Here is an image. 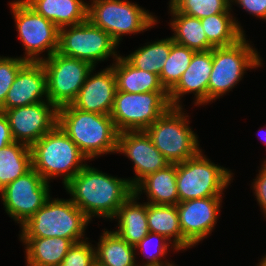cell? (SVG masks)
<instances>
[{
	"label": "cell",
	"instance_id": "cell-1",
	"mask_svg": "<svg viewBox=\"0 0 266 266\" xmlns=\"http://www.w3.org/2000/svg\"><path fill=\"white\" fill-rule=\"evenodd\" d=\"M70 200L90 219L112 220L134 193L128 178H117L86 165L65 186Z\"/></svg>",
	"mask_w": 266,
	"mask_h": 266
},
{
	"label": "cell",
	"instance_id": "cell-2",
	"mask_svg": "<svg viewBox=\"0 0 266 266\" xmlns=\"http://www.w3.org/2000/svg\"><path fill=\"white\" fill-rule=\"evenodd\" d=\"M57 124L88 160L117 151L118 131L110 115L82 111L68 104L58 108Z\"/></svg>",
	"mask_w": 266,
	"mask_h": 266
},
{
	"label": "cell",
	"instance_id": "cell-3",
	"mask_svg": "<svg viewBox=\"0 0 266 266\" xmlns=\"http://www.w3.org/2000/svg\"><path fill=\"white\" fill-rule=\"evenodd\" d=\"M30 149L32 168L48 183L51 178L62 177L65 186L87 165V157L58 124Z\"/></svg>",
	"mask_w": 266,
	"mask_h": 266
},
{
	"label": "cell",
	"instance_id": "cell-4",
	"mask_svg": "<svg viewBox=\"0 0 266 266\" xmlns=\"http://www.w3.org/2000/svg\"><path fill=\"white\" fill-rule=\"evenodd\" d=\"M91 220L70 200L50 197L20 227L19 237H62L74 243L89 239L85 230Z\"/></svg>",
	"mask_w": 266,
	"mask_h": 266
},
{
	"label": "cell",
	"instance_id": "cell-5",
	"mask_svg": "<svg viewBox=\"0 0 266 266\" xmlns=\"http://www.w3.org/2000/svg\"><path fill=\"white\" fill-rule=\"evenodd\" d=\"M244 35L235 44L212 49V72L208 82V103L232 91L249 69L262 66L263 59Z\"/></svg>",
	"mask_w": 266,
	"mask_h": 266
},
{
	"label": "cell",
	"instance_id": "cell-6",
	"mask_svg": "<svg viewBox=\"0 0 266 266\" xmlns=\"http://www.w3.org/2000/svg\"><path fill=\"white\" fill-rule=\"evenodd\" d=\"M184 112L183 107H170L145 130L170 164L184 162L202 150L198 135L189 126V115Z\"/></svg>",
	"mask_w": 266,
	"mask_h": 266
},
{
	"label": "cell",
	"instance_id": "cell-7",
	"mask_svg": "<svg viewBox=\"0 0 266 266\" xmlns=\"http://www.w3.org/2000/svg\"><path fill=\"white\" fill-rule=\"evenodd\" d=\"M87 19L118 44L124 35L147 31L158 23L153 13L128 0H92Z\"/></svg>",
	"mask_w": 266,
	"mask_h": 266
},
{
	"label": "cell",
	"instance_id": "cell-8",
	"mask_svg": "<svg viewBox=\"0 0 266 266\" xmlns=\"http://www.w3.org/2000/svg\"><path fill=\"white\" fill-rule=\"evenodd\" d=\"M202 152L201 150L194 157L176 164L179 202L222 196L234 179L230 169L211 162Z\"/></svg>",
	"mask_w": 266,
	"mask_h": 266
},
{
	"label": "cell",
	"instance_id": "cell-9",
	"mask_svg": "<svg viewBox=\"0 0 266 266\" xmlns=\"http://www.w3.org/2000/svg\"><path fill=\"white\" fill-rule=\"evenodd\" d=\"M9 5L18 38L25 49L24 60L41 62L58 50L59 28L52 21L38 14L24 0H14ZM43 52L47 53L46 57L40 56Z\"/></svg>",
	"mask_w": 266,
	"mask_h": 266
},
{
	"label": "cell",
	"instance_id": "cell-10",
	"mask_svg": "<svg viewBox=\"0 0 266 266\" xmlns=\"http://www.w3.org/2000/svg\"><path fill=\"white\" fill-rule=\"evenodd\" d=\"M170 107L167 91L146 93L116 91L110 117L118 133L145 131Z\"/></svg>",
	"mask_w": 266,
	"mask_h": 266
},
{
	"label": "cell",
	"instance_id": "cell-11",
	"mask_svg": "<svg viewBox=\"0 0 266 266\" xmlns=\"http://www.w3.org/2000/svg\"><path fill=\"white\" fill-rule=\"evenodd\" d=\"M119 44L105 31L92 24L88 19L78 25L59 28L57 52L86 61L96 68L98 62L108 60L110 56L119 58L116 51Z\"/></svg>",
	"mask_w": 266,
	"mask_h": 266
},
{
	"label": "cell",
	"instance_id": "cell-12",
	"mask_svg": "<svg viewBox=\"0 0 266 266\" xmlns=\"http://www.w3.org/2000/svg\"><path fill=\"white\" fill-rule=\"evenodd\" d=\"M47 75L48 100L57 108L71 104L94 68L86 61L57 51L41 61Z\"/></svg>",
	"mask_w": 266,
	"mask_h": 266
},
{
	"label": "cell",
	"instance_id": "cell-13",
	"mask_svg": "<svg viewBox=\"0 0 266 266\" xmlns=\"http://www.w3.org/2000/svg\"><path fill=\"white\" fill-rule=\"evenodd\" d=\"M49 184L33 168L9 183L0 191L7 215L24 224L51 197Z\"/></svg>",
	"mask_w": 266,
	"mask_h": 266
},
{
	"label": "cell",
	"instance_id": "cell-14",
	"mask_svg": "<svg viewBox=\"0 0 266 266\" xmlns=\"http://www.w3.org/2000/svg\"><path fill=\"white\" fill-rule=\"evenodd\" d=\"M14 141L31 147L58 123V108L50 101L5 110Z\"/></svg>",
	"mask_w": 266,
	"mask_h": 266
},
{
	"label": "cell",
	"instance_id": "cell-15",
	"mask_svg": "<svg viewBox=\"0 0 266 266\" xmlns=\"http://www.w3.org/2000/svg\"><path fill=\"white\" fill-rule=\"evenodd\" d=\"M222 197L197 198L176 205L183 235V251L198 245L212 233L222 208Z\"/></svg>",
	"mask_w": 266,
	"mask_h": 266
},
{
	"label": "cell",
	"instance_id": "cell-16",
	"mask_svg": "<svg viewBox=\"0 0 266 266\" xmlns=\"http://www.w3.org/2000/svg\"><path fill=\"white\" fill-rule=\"evenodd\" d=\"M116 153L124 154L134 164L135 177L128 179L133 188L147 175L164 169L170 164L154 146L145 131L118 133Z\"/></svg>",
	"mask_w": 266,
	"mask_h": 266
},
{
	"label": "cell",
	"instance_id": "cell-17",
	"mask_svg": "<svg viewBox=\"0 0 266 266\" xmlns=\"http://www.w3.org/2000/svg\"><path fill=\"white\" fill-rule=\"evenodd\" d=\"M212 50L195 52L190 65L178 83L168 92L171 107H183L180 101L185 94H194V104H208V82L212 72Z\"/></svg>",
	"mask_w": 266,
	"mask_h": 266
},
{
	"label": "cell",
	"instance_id": "cell-18",
	"mask_svg": "<svg viewBox=\"0 0 266 266\" xmlns=\"http://www.w3.org/2000/svg\"><path fill=\"white\" fill-rule=\"evenodd\" d=\"M43 101H49L46 71L41 62L28 61L19 70L0 111L4 112Z\"/></svg>",
	"mask_w": 266,
	"mask_h": 266
},
{
	"label": "cell",
	"instance_id": "cell-19",
	"mask_svg": "<svg viewBox=\"0 0 266 266\" xmlns=\"http://www.w3.org/2000/svg\"><path fill=\"white\" fill-rule=\"evenodd\" d=\"M94 70L95 67L71 104L82 111L110 115L117 91L112 65L98 73Z\"/></svg>",
	"mask_w": 266,
	"mask_h": 266
},
{
	"label": "cell",
	"instance_id": "cell-20",
	"mask_svg": "<svg viewBox=\"0 0 266 266\" xmlns=\"http://www.w3.org/2000/svg\"><path fill=\"white\" fill-rule=\"evenodd\" d=\"M134 193L140 197L145 193L150 204L177 205L179 203L176 185V164L144 177L135 187Z\"/></svg>",
	"mask_w": 266,
	"mask_h": 266
},
{
	"label": "cell",
	"instance_id": "cell-21",
	"mask_svg": "<svg viewBox=\"0 0 266 266\" xmlns=\"http://www.w3.org/2000/svg\"><path fill=\"white\" fill-rule=\"evenodd\" d=\"M140 199L133 193L118 209L113 218L118 222L117 230H114L128 244L135 246L148 233L147 202L140 203Z\"/></svg>",
	"mask_w": 266,
	"mask_h": 266
},
{
	"label": "cell",
	"instance_id": "cell-22",
	"mask_svg": "<svg viewBox=\"0 0 266 266\" xmlns=\"http://www.w3.org/2000/svg\"><path fill=\"white\" fill-rule=\"evenodd\" d=\"M25 245L27 266H58L74 244L62 237H19Z\"/></svg>",
	"mask_w": 266,
	"mask_h": 266
},
{
	"label": "cell",
	"instance_id": "cell-23",
	"mask_svg": "<svg viewBox=\"0 0 266 266\" xmlns=\"http://www.w3.org/2000/svg\"><path fill=\"white\" fill-rule=\"evenodd\" d=\"M38 14L58 28L78 25L87 20L88 3L83 0H24Z\"/></svg>",
	"mask_w": 266,
	"mask_h": 266
},
{
	"label": "cell",
	"instance_id": "cell-24",
	"mask_svg": "<svg viewBox=\"0 0 266 266\" xmlns=\"http://www.w3.org/2000/svg\"><path fill=\"white\" fill-rule=\"evenodd\" d=\"M112 69L117 91L127 93L166 91L158 75L135 68L122 55L112 63Z\"/></svg>",
	"mask_w": 266,
	"mask_h": 266
},
{
	"label": "cell",
	"instance_id": "cell-25",
	"mask_svg": "<svg viewBox=\"0 0 266 266\" xmlns=\"http://www.w3.org/2000/svg\"><path fill=\"white\" fill-rule=\"evenodd\" d=\"M169 10L172 17L170 28L174 32L171 37L174 42L195 52L209 51L214 48L206 37L200 19L179 13L171 4H169Z\"/></svg>",
	"mask_w": 266,
	"mask_h": 266
},
{
	"label": "cell",
	"instance_id": "cell-26",
	"mask_svg": "<svg viewBox=\"0 0 266 266\" xmlns=\"http://www.w3.org/2000/svg\"><path fill=\"white\" fill-rule=\"evenodd\" d=\"M103 230L95 247L96 263L100 266H138L135 246L128 244L115 231Z\"/></svg>",
	"mask_w": 266,
	"mask_h": 266
},
{
	"label": "cell",
	"instance_id": "cell-27",
	"mask_svg": "<svg viewBox=\"0 0 266 266\" xmlns=\"http://www.w3.org/2000/svg\"><path fill=\"white\" fill-rule=\"evenodd\" d=\"M149 232L163 235L178 251L183 250V235L176 205L147 203Z\"/></svg>",
	"mask_w": 266,
	"mask_h": 266
},
{
	"label": "cell",
	"instance_id": "cell-28",
	"mask_svg": "<svg viewBox=\"0 0 266 266\" xmlns=\"http://www.w3.org/2000/svg\"><path fill=\"white\" fill-rule=\"evenodd\" d=\"M32 169V154L29 146L12 142L0 148V191Z\"/></svg>",
	"mask_w": 266,
	"mask_h": 266
},
{
	"label": "cell",
	"instance_id": "cell-29",
	"mask_svg": "<svg viewBox=\"0 0 266 266\" xmlns=\"http://www.w3.org/2000/svg\"><path fill=\"white\" fill-rule=\"evenodd\" d=\"M200 20L214 48L233 45L245 35L243 27L231 13L215 14Z\"/></svg>",
	"mask_w": 266,
	"mask_h": 266
},
{
	"label": "cell",
	"instance_id": "cell-30",
	"mask_svg": "<svg viewBox=\"0 0 266 266\" xmlns=\"http://www.w3.org/2000/svg\"><path fill=\"white\" fill-rule=\"evenodd\" d=\"M146 45L137 48L134 52L124 58L135 68L142 69L160 75L164 63L169 57L172 37L153 42H147Z\"/></svg>",
	"mask_w": 266,
	"mask_h": 266
},
{
	"label": "cell",
	"instance_id": "cell-31",
	"mask_svg": "<svg viewBox=\"0 0 266 266\" xmlns=\"http://www.w3.org/2000/svg\"><path fill=\"white\" fill-rule=\"evenodd\" d=\"M195 51L173 41L169 57L159 75L160 83L169 92L180 80L190 65Z\"/></svg>",
	"mask_w": 266,
	"mask_h": 266
},
{
	"label": "cell",
	"instance_id": "cell-32",
	"mask_svg": "<svg viewBox=\"0 0 266 266\" xmlns=\"http://www.w3.org/2000/svg\"><path fill=\"white\" fill-rule=\"evenodd\" d=\"M152 245V246H150ZM154 246V247H153ZM171 246V247H170ZM153 247L155 250L154 252L148 250L149 248ZM172 249L179 252L176 247L163 235L157 233L149 232L138 244L135 245L136 250H140L141 254L143 255V259H146V262H143L141 265L137 264L138 266H175L172 261L171 263L167 260H164L167 255L168 249ZM145 257V258H144ZM163 258V259H162Z\"/></svg>",
	"mask_w": 266,
	"mask_h": 266
},
{
	"label": "cell",
	"instance_id": "cell-33",
	"mask_svg": "<svg viewBox=\"0 0 266 266\" xmlns=\"http://www.w3.org/2000/svg\"><path fill=\"white\" fill-rule=\"evenodd\" d=\"M170 4L179 13L198 19L232 11V4L229 0H173Z\"/></svg>",
	"mask_w": 266,
	"mask_h": 266
},
{
	"label": "cell",
	"instance_id": "cell-34",
	"mask_svg": "<svg viewBox=\"0 0 266 266\" xmlns=\"http://www.w3.org/2000/svg\"><path fill=\"white\" fill-rule=\"evenodd\" d=\"M22 57L0 56V109L19 70L27 63Z\"/></svg>",
	"mask_w": 266,
	"mask_h": 266
},
{
	"label": "cell",
	"instance_id": "cell-35",
	"mask_svg": "<svg viewBox=\"0 0 266 266\" xmlns=\"http://www.w3.org/2000/svg\"><path fill=\"white\" fill-rule=\"evenodd\" d=\"M95 263V246L86 239L74 243L58 266H93Z\"/></svg>",
	"mask_w": 266,
	"mask_h": 266
},
{
	"label": "cell",
	"instance_id": "cell-36",
	"mask_svg": "<svg viewBox=\"0 0 266 266\" xmlns=\"http://www.w3.org/2000/svg\"><path fill=\"white\" fill-rule=\"evenodd\" d=\"M252 182V188L257 199V203L263 212L264 217H266V168L261 167L259 174L256 176Z\"/></svg>",
	"mask_w": 266,
	"mask_h": 266
},
{
	"label": "cell",
	"instance_id": "cell-37",
	"mask_svg": "<svg viewBox=\"0 0 266 266\" xmlns=\"http://www.w3.org/2000/svg\"><path fill=\"white\" fill-rule=\"evenodd\" d=\"M231 3L266 21V0H231Z\"/></svg>",
	"mask_w": 266,
	"mask_h": 266
},
{
	"label": "cell",
	"instance_id": "cell-38",
	"mask_svg": "<svg viewBox=\"0 0 266 266\" xmlns=\"http://www.w3.org/2000/svg\"><path fill=\"white\" fill-rule=\"evenodd\" d=\"M14 142L8 119L4 112L0 111V148L7 146L8 144Z\"/></svg>",
	"mask_w": 266,
	"mask_h": 266
},
{
	"label": "cell",
	"instance_id": "cell-39",
	"mask_svg": "<svg viewBox=\"0 0 266 266\" xmlns=\"http://www.w3.org/2000/svg\"><path fill=\"white\" fill-rule=\"evenodd\" d=\"M257 266H266V255L261 258L260 262L257 264Z\"/></svg>",
	"mask_w": 266,
	"mask_h": 266
},
{
	"label": "cell",
	"instance_id": "cell-40",
	"mask_svg": "<svg viewBox=\"0 0 266 266\" xmlns=\"http://www.w3.org/2000/svg\"><path fill=\"white\" fill-rule=\"evenodd\" d=\"M261 167H264V168H266V159L262 162V165H261Z\"/></svg>",
	"mask_w": 266,
	"mask_h": 266
},
{
	"label": "cell",
	"instance_id": "cell-41",
	"mask_svg": "<svg viewBox=\"0 0 266 266\" xmlns=\"http://www.w3.org/2000/svg\"><path fill=\"white\" fill-rule=\"evenodd\" d=\"M259 131H261V130H259ZM265 137H263V142H264V144H266V133H265V135H264ZM262 139V138H261Z\"/></svg>",
	"mask_w": 266,
	"mask_h": 266
}]
</instances>
